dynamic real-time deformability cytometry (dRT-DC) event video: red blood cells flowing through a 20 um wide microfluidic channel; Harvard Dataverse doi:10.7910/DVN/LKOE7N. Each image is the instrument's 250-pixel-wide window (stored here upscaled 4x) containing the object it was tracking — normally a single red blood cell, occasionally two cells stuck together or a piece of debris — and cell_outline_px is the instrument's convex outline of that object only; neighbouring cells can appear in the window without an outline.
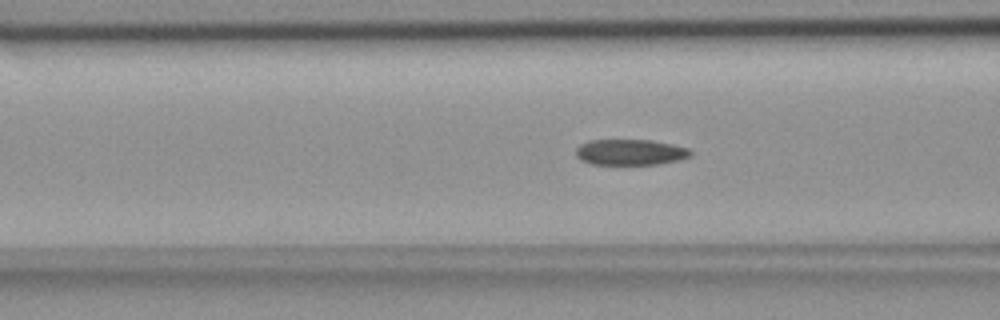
{"species": "common noctule bat (a hibernating species)", "species_latin": "Nyctalus noctula", "temperature_condition": "room temperature", "stored_images_in_passage": 38, "camera_frame_rate_fps": 3000, "um_per_image_px": 0.085, "animal": {"sex": "female", "body_mass_g": 18.4}, "frame": {"image": 1, "passage_image": 5, "time_ms": 1.333, "image_size_px": [1000, 320], "cell_outline_px": [[692, 156], [660, 164], [592, 164], [580, 160], [576, 156], [576, 148], [580, 144], [588, 140], [652, 140], [672, 144], [688, 148], [692, 152]], "centroid_in_image_um": [53.56, 12.93], "position_along_channel_um": 113.0, "area_um2": 17.28}}
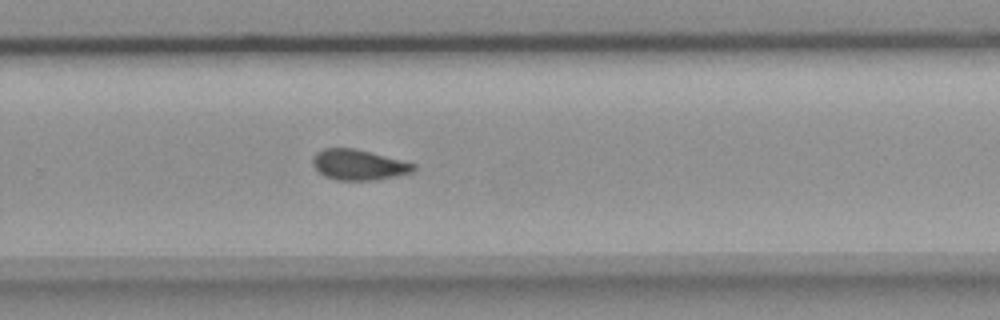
{"frame": {"image": 2, "passage_image": 20, "time_ms": 6.333, "image_size_px": [1000, 320], "cell_outline_px": [[416, 168], [412, 172], [376, 180], [336, 180], [324, 176], [312, 164], [312, 156], [316, 152], [324, 148], [356, 148], [416, 164]], "centroid_in_image_um": [30.46, 14.0], "position_along_channel_um": 299.3, "area_um2": 17.92}}
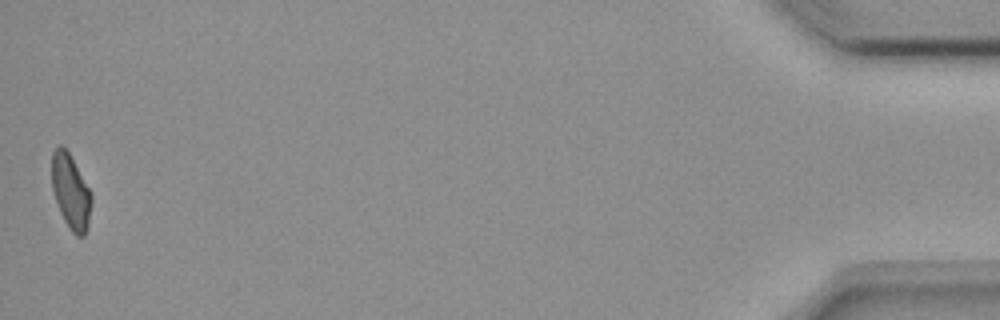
{"frame": {"image": 3, "passage_image": 38, "time_ms": 12.333, "image_size_px": [1000, 320], "cell_outline_px": [[92, 200], [88, 224], [84, 236], [76, 236], [68, 228], [60, 212], [52, 188], [52, 152], [60, 144], [68, 152], [92, 192]], "centroid_in_image_um": [6.02, 16.31], "position_along_channel_um": 429.2, "area_um2": 17.17}, "authors_computed_cell_mechanics": {"area_um2": 17.918, "velocity_mm_per_s": 3.7398, "shape_relaxation_time_tau1_ms": null, "shape_relaxation_time_tau2_ms": 2.3142, "deformation_change_tau1": null, "deformation_change_tau2": 0.0782}}